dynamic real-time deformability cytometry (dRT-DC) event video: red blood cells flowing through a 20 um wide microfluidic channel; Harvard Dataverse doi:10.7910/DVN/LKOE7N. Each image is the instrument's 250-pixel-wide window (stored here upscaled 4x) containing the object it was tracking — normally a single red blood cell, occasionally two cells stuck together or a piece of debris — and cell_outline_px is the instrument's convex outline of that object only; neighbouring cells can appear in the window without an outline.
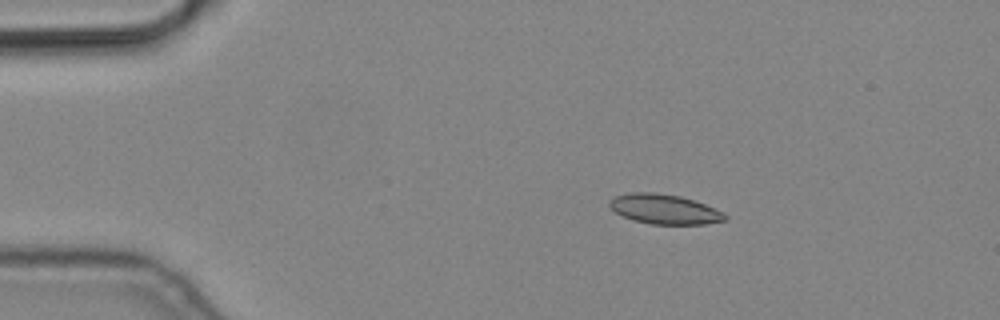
{"species": "common noctule bat (a hibernating species)", "species_latin": "Nyctalus noctula", "temperature_condition": "cold", "stored_images_in_passage": 5, "camera_frame_rate_fps": 3000, "um_per_image_px": 0.085, "animal": {"sex": "male", "body_mass_g": 19.2, "forearm_length_mm": 51.8}, "frame": {"image": 1, "passage_image": 3, "time_ms": 0.667, "image_size_px": [1000, 320], "cell_outline_px": [[728, 220], [704, 224], [648, 224], [632, 220], [616, 212], [608, 204], [608, 200], [616, 196], [632, 192], [656, 192], [680, 196], [704, 204], [724, 212], [728, 216]], "centroid_in_image_um": [56.49, 17.78], "position_along_channel_um": 28.5, "area_um2": 20.06}}